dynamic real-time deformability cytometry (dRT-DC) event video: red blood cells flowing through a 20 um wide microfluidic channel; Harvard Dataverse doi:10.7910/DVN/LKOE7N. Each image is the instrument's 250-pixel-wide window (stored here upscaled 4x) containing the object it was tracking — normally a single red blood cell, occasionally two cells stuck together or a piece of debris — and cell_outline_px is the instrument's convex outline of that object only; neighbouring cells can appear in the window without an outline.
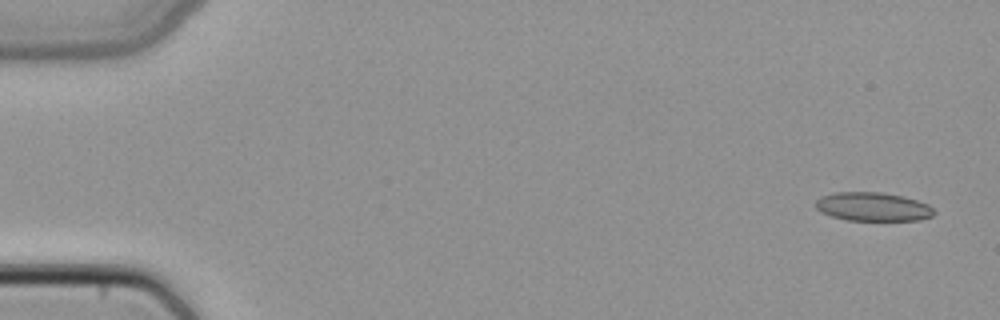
{"species": "common noctule bat (a hibernating species)", "species_latin": "Nyctalus noctula", "temperature_condition": "cold", "stored_images_in_passage": 6, "camera_frame_rate_fps": 3000, "um_per_image_px": 0.085, "animal": {"sex": "female", "body_mass_g": 22.7, "forearm_length_mm": 54.2}, "frame": {"image": 1, "passage_image": 1, "time_ms": 0.0, "image_size_px": [1000, 320], "cell_outline_px": [[936, 212], [932, 216], [920, 220], [848, 220], [832, 216], [820, 212], [816, 208], [816, 200], [820, 196], [832, 192], [880, 192], [904, 196], [928, 204]], "centroid_in_image_um": [74.18, 17.56], "position_along_channel_um": 10.8, "area_um2": 19.88}}
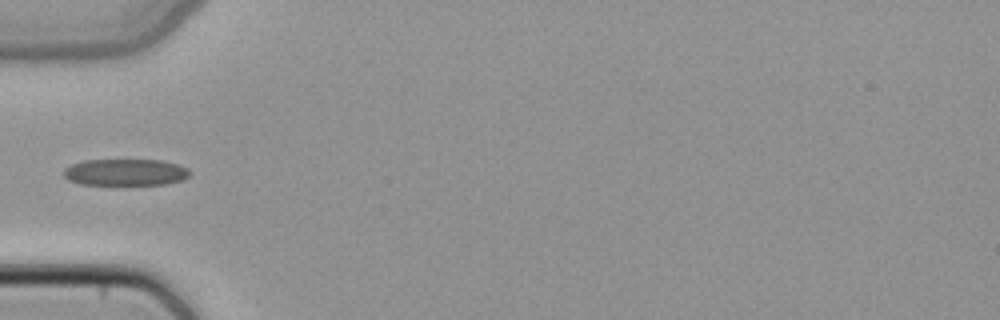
{"frame": {"image": 2, "passage_image": 5, "time_ms": 1.333, "image_size_px": [1000, 320], "cell_outline_px": [[192, 172], [184, 180], [164, 184], [80, 184], [68, 180], [64, 176], [64, 168], [72, 164], [84, 160], [160, 160], [176, 164], [188, 168]], "centroid_in_image_um": [10.67, 14.64], "position_along_channel_um": 74.3, "area_um2": 19.54}}
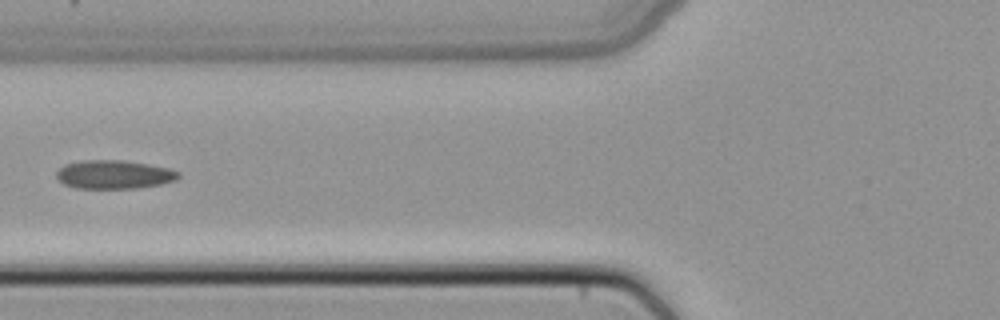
{"frame": {"image": 3, "passage_image": 6, "time_ms": 1.667, "image_size_px": [1000, 320], "cell_outline_px": [[180, 176], [176, 180], [160, 184], [136, 188], [76, 188], [64, 184], [56, 176], [56, 172], [64, 164], [80, 160], [124, 160], [172, 168], [180, 172]], "centroid_in_image_um": [9.71, 14.82], "position_along_channel_um": 116.1, "area_um2": 20.46}}